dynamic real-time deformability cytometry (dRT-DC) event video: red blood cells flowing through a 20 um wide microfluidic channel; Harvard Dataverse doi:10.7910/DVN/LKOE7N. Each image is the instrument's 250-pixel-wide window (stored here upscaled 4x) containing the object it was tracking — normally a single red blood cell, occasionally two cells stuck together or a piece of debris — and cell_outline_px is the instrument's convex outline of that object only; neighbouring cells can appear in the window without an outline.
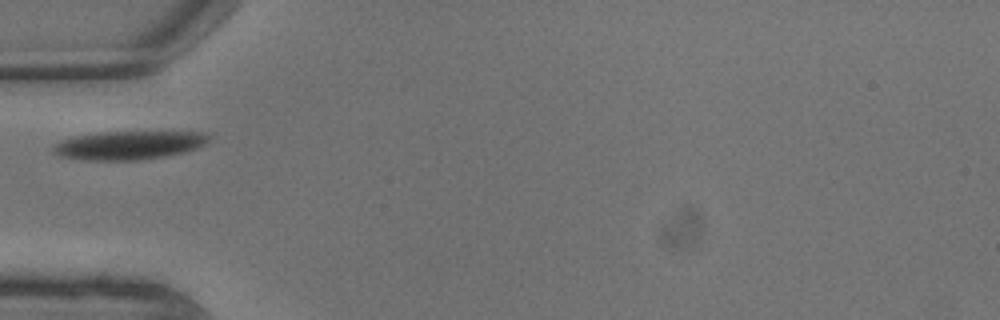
{"species": "common noctule bat (a hibernating species)", "species_latin": "Nyctalus noctula", "temperature_condition": "warm", "stored_images_in_passage": 3, "camera_frame_rate_fps": 3000, "um_per_image_px": 0.085, "animal": {"sex": "male", "body_mass_g": 13.3}, "frame": {"image": 1, "passage_image": 1, "time_ms": 0.0, "image_size_px": [1000, 320], "cell_outline_px": [[212, 136], [204, 144], [196, 148], [184, 152], [164, 156], [136, 160], [84, 160], [60, 156], [52, 152], [52, 144], [60, 140], [76, 136], [100, 132], [212, 132]], "centroid_in_image_um": [10.94, 12.33], "position_along_channel_um": 74.1, "area_um2": 25.95}}
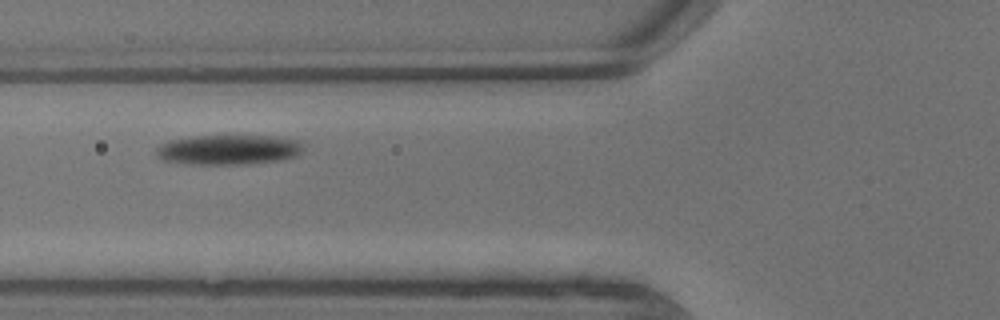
{"frame": {"image": 2, "passage_image": 2, "time_ms": 0.333, "image_size_px": [1000, 320], "cell_outline_px": [[304, 148], [296, 156], [280, 160], [248, 164], [192, 164], [164, 160], [156, 156], [156, 148], [160, 144], [172, 140], [196, 136], [276, 136], [300, 140]], "centroid_in_image_um": [19.46, 12.72], "position_along_channel_um": 106.3, "area_um2": 25.61}}
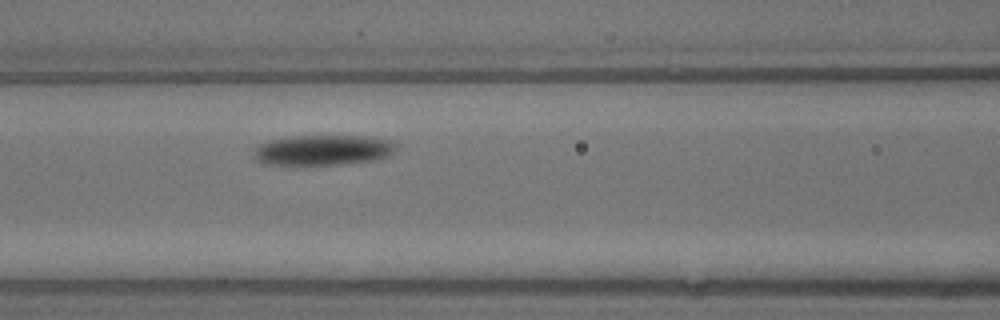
{"frame": {"image": 3, "passage_image": 3, "time_ms": 0.667, "image_size_px": [1000, 320], "cell_outline_px": [[400, 144], [396, 152], [388, 156], [372, 160], [340, 164], [264, 164], [256, 160], [252, 156], [256, 144], [268, 140], [292, 136], [372, 136], [396, 140]], "centroid_in_image_um": [27.51, 12.73], "position_along_channel_um": 139.1, "area_um2": 25.66}}